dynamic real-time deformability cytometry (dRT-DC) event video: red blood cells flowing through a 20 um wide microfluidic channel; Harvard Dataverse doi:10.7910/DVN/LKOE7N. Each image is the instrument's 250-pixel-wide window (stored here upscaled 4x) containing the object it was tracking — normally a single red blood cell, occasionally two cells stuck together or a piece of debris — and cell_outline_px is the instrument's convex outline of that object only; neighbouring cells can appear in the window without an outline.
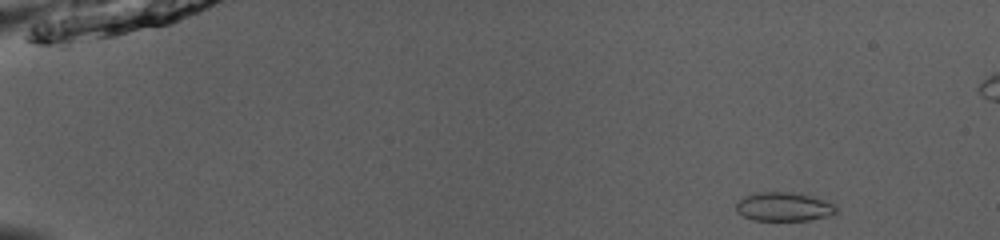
{"species": "common noctule bat (a hibernating species)", "species_latin": "Nyctalus noctula", "temperature_condition": "room temperature", "stored_images_in_passage": 48, "camera_frame_rate_fps": 3000, "um_per_image_px": 0.085, "animal": {"sex": "male", "body_mass_g": 13.0, "forearm_length_mm": 53.1}, "frame": {"image": 1, "passage_image": 1, "time_ms": 0.0, "image_size_px": [1000, 240], "cell_outline_px": [[836, 212], [832, 216], [808, 220], [752, 220], [736, 212], [736, 204], [744, 196], [756, 192], [792, 192], [808, 196], [836, 204]], "centroid_in_image_um": [66.61, 17.58], "position_along_channel_um": 18.4, "area_um2": 16.76}}
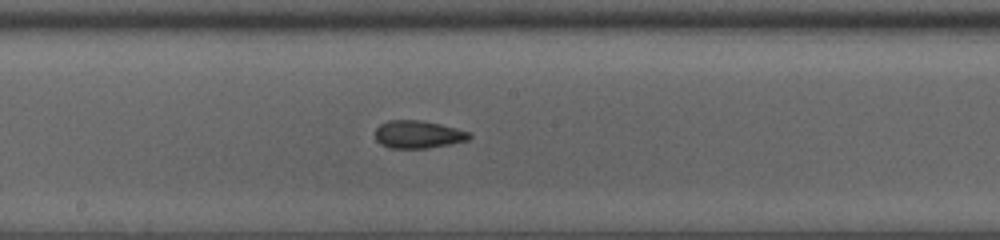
{"frame": {"image": 2, "passage_image": 25, "time_ms": 8.0, "image_size_px": [1000, 240], "cell_outline_px": [[472, 136], [468, 140], [452, 144], [428, 148], [388, 148], [380, 144], [376, 140], [376, 128], [380, 124], [388, 120], [420, 120], [440, 124], [472, 132]], "centroid_in_image_um": [35.56, 11.43], "position_along_channel_um": 212.6, "area_um2": 15.37}}
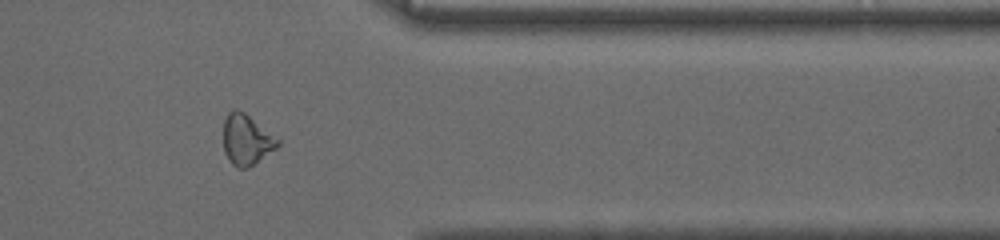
{"frame": {"image": 3, "passage_image": 39, "time_ms": 12.667, "image_size_px": [1000, 240], "cell_outline_px": [[280, 144], [276, 148], [248, 168], [240, 168], [232, 164], [224, 152], [224, 120], [228, 112], [232, 108], [236, 108], [244, 112], [280, 140]], "centroid_in_image_um": [20.94, 11.86], "position_along_channel_um": 390.5, "area_um2": 15.84}}